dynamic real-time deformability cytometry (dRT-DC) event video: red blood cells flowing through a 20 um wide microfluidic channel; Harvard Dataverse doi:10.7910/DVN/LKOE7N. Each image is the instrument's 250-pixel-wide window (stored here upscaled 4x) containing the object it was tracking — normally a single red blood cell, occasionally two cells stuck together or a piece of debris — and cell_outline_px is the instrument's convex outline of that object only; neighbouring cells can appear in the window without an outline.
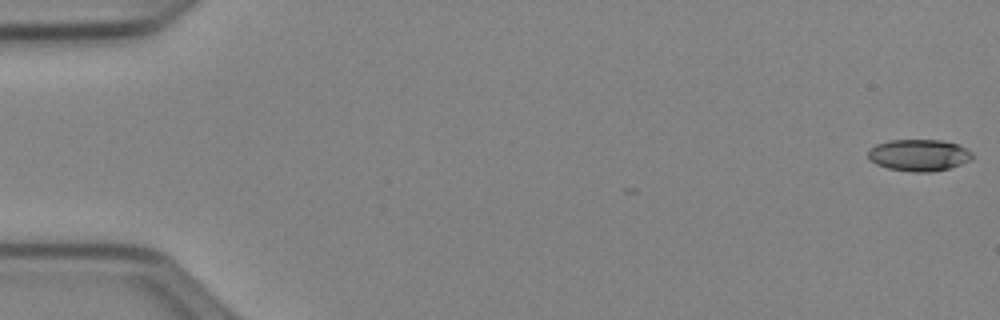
{"species": "Egyptian fruit bat (a non-hibernating species)", "species_latin": "Rousettus aegyptiacus", "temperature_condition": "cold", "stored_images_in_passage": 6, "camera_frame_rate_fps": 3000, "um_per_image_px": 0.085, "animal": {"sex": "female"}, "frame": {"image": 1, "passage_image": 1, "time_ms": 0.0, "image_size_px": [1000, 320], "cell_outline_px": [[976, 156], [972, 160], [948, 168], [928, 172], [912, 172], [888, 168], [876, 164], [868, 160], [868, 148], [876, 144], [888, 140], [940, 140], [956, 144], [972, 152]], "centroid_in_image_um": [78.08, 13.18], "position_along_channel_um": 6.9, "area_um2": 19.36}}